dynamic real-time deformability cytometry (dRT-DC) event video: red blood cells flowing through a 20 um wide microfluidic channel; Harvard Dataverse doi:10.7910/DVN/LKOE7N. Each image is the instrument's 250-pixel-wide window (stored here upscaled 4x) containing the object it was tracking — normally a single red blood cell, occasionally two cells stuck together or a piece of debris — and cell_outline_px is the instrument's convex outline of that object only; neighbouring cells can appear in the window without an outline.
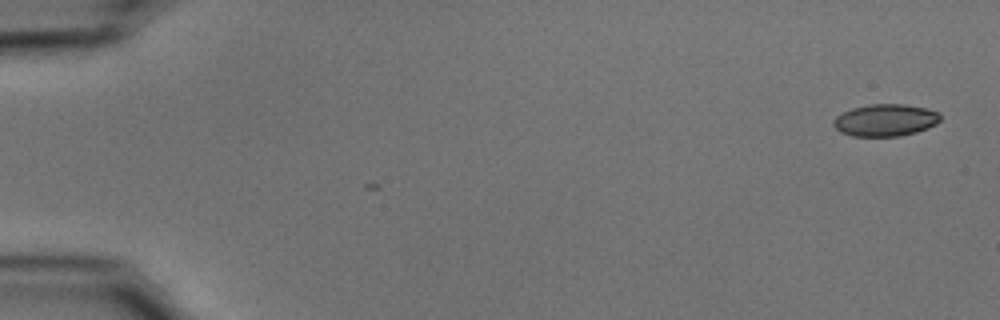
{"species": "common noctule bat (a hibernating species)", "species_latin": "Nyctalus noctula", "temperature_condition": "cold", "stored_images_in_passage": 2, "camera_frame_rate_fps": 3000, "um_per_image_px": 0.085, "animal": {"sex": "male", "body_mass_g": 15.6}, "frame": {"image": 1, "passage_image": 2, "time_ms": 0.333, "image_size_px": [1000, 320], "cell_outline_px": [[940, 120], [936, 124], [928, 128], [916, 132], [900, 136], [852, 136], [840, 132], [832, 124], [832, 120], [836, 116], [852, 108], [868, 104], [904, 104], [924, 108], [940, 112]], "centroid_in_image_um": [75.24, 10.21], "position_along_channel_um": 9.8, "area_um2": 20.06}}